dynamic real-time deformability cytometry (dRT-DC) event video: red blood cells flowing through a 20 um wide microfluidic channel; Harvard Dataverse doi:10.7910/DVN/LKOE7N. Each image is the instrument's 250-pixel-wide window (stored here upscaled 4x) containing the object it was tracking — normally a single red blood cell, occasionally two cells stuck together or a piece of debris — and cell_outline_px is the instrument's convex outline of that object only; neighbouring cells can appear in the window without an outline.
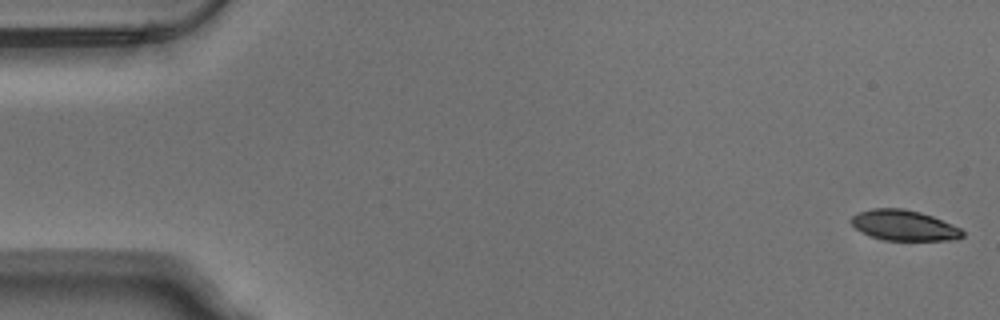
{"species": "Egyptian fruit bat (a non-hibernating species)", "species_latin": "Rousettus aegyptiacus", "temperature_condition": "warm", "stored_images_in_passage": 7, "camera_frame_rate_fps": 3000, "um_per_image_px": 0.085, "animal": {"sex": "male"}, "frame": {"image": 1, "passage_image": 1, "time_ms": 0.0, "image_size_px": [1000, 320], "cell_outline_px": [[964, 236], [956, 240], [884, 240], [860, 232], [852, 224], [852, 216], [856, 212], [872, 208], [904, 208], [920, 212], [932, 216], [960, 228], [964, 232]], "centroid_in_image_um": [76.83, 19.15], "position_along_channel_um": 8.2, "area_um2": 19.77}}